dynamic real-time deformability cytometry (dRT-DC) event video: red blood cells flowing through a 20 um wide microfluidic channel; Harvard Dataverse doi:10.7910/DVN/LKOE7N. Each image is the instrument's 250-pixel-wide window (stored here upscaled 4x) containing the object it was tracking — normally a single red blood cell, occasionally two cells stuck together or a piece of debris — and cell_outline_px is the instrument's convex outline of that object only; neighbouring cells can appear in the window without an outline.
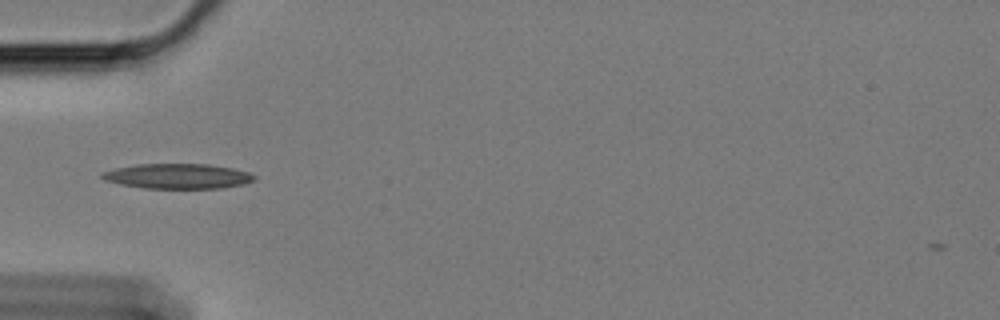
{"species": "Egyptian fruit bat (a non-hibernating species)", "species_latin": "Rousettus aegyptiacus", "temperature_condition": "cold", "stored_images_in_passage": 41, "camera_frame_rate_fps": 3000, "um_per_image_px": 0.085, "animal": {"sex": "female"}, "frame": {"image": 1, "passage_image": 1, "time_ms": 0.0, "image_size_px": [1000, 320], "cell_outline_px": [[256, 180], [244, 184], [220, 188], [144, 188], [120, 184], [104, 180], [100, 176], [104, 172], [116, 168], [140, 164], [208, 164], [232, 168], [248, 172], [256, 176]], "centroid_in_image_um": [15.14, 14.98], "position_along_channel_um": 69.9, "area_um2": 22.08}}
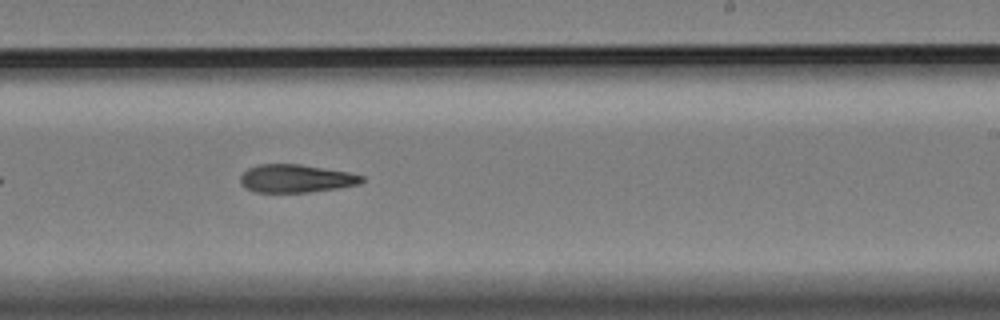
{"frame": {"image": 2, "passage_image": 18, "time_ms": 5.667, "image_size_px": [1000, 320], "cell_outline_px": [[364, 180], [360, 184], [340, 188], [308, 192], [256, 192], [244, 188], [240, 184], [240, 176], [248, 168], [260, 164], [300, 164], [348, 172], [364, 176]], "centroid_in_image_um": [25.15, 15.18], "position_along_channel_um": 263.8, "area_um2": 19.94}}
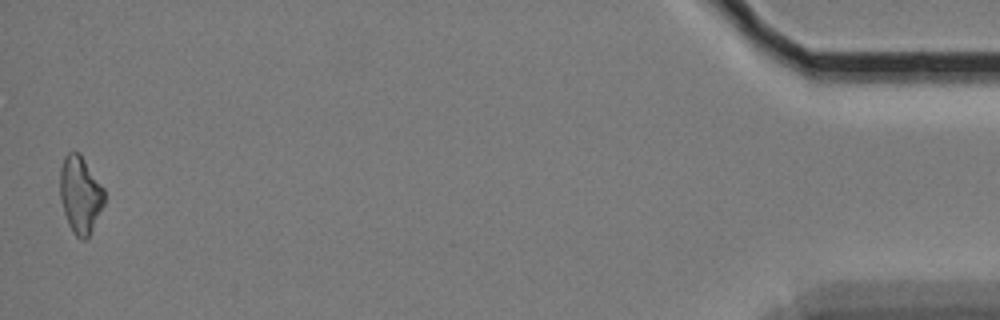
{"frame": {"image": 3, "passage_image": 40, "time_ms": 13.0, "image_size_px": [1000, 320], "cell_outline_px": [[104, 204], [88, 236], [84, 240], [80, 240], [72, 232], [68, 224], [64, 212], [60, 196], [60, 168], [64, 156], [68, 152], [80, 152], [104, 188]], "centroid_in_image_um": [6.81, 16.52], "position_along_channel_um": 428.4, "area_um2": 19.88}}